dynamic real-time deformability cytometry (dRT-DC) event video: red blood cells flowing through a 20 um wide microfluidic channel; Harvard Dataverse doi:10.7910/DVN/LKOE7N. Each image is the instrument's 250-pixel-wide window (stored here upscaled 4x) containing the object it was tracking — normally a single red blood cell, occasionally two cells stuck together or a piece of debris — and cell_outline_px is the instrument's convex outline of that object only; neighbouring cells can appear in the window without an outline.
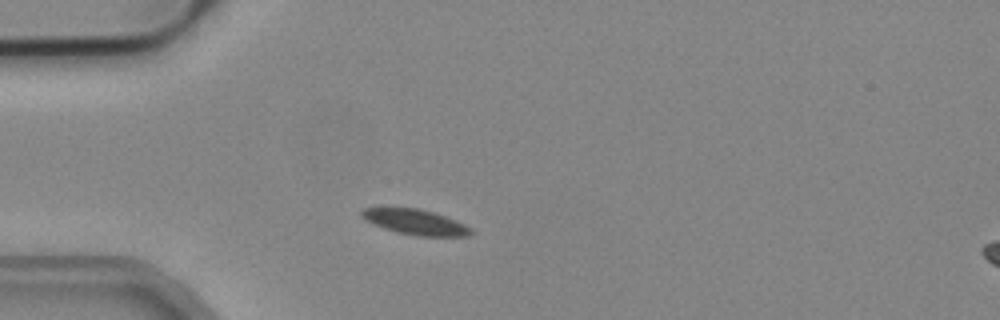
{"species": "common noctule bat (a hibernating species)", "species_latin": "Nyctalus noctula", "temperature_condition": "cold", "stored_images_in_passage": 40, "camera_frame_rate_fps": 3000, "um_per_image_px": 0.085, "animal": {"sex": "male", "body_mass_g": 19.2, "forearm_length_mm": 51.8}, "frame": {"image": 1, "passage_image": 8, "time_ms": 2.333, "image_size_px": [1000, 320], "cell_outline_px": [[476, 232], [468, 236], [416, 236], [396, 232], [372, 224], [364, 220], [360, 216], [360, 212], [364, 208], [416, 208], [432, 212], [456, 220], [472, 228]], "centroid_in_image_um": [35.31, 18.89], "position_along_channel_um": 49.7, "area_um2": 16.18}}
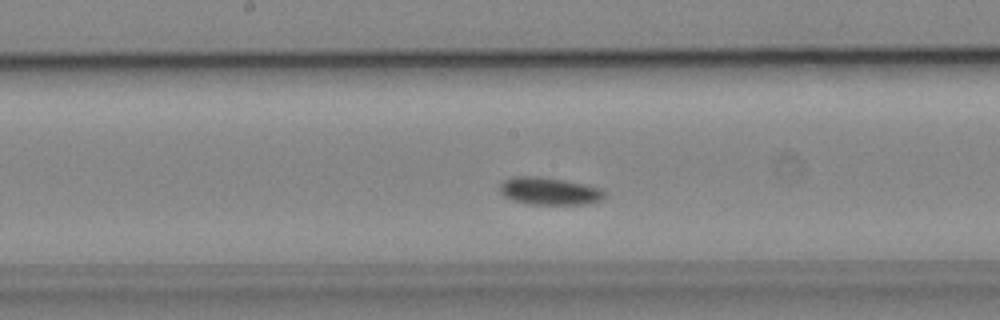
{"frame": {"image": 2, "passage_image": 21, "time_ms": 6.667, "image_size_px": [1000, 320], "cell_outline_px": [[604, 200], [588, 204], [528, 204], [512, 200], [504, 196], [500, 192], [500, 184], [504, 180], [512, 176], [536, 176], [564, 180], [584, 184], [600, 188], [604, 192]], "centroid_in_image_um": [46.68, 16.25], "position_along_channel_um": 201.5, "area_um2": 16.82}}
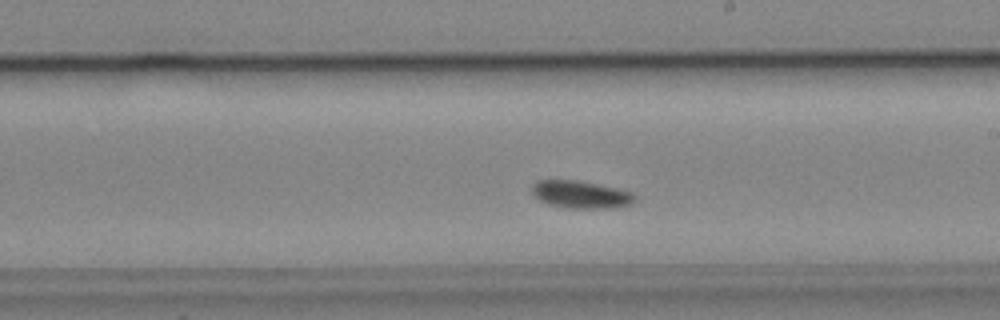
{"frame": {"image": 3, "passage_image": 24, "time_ms": 7.667, "image_size_px": [1000, 320], "cell_outline_px": [[636, 200], [628, 204], [612, 208], [568, 208], [548, 204], [540, 200], [532, 192], [532, 184], [536, 180], [576, 180], [616, 188], [632, 192], [636, 196]], "centroid_in_image_um": [49.35, 16.53], "position_along_channel_um": 239.6, "area_um2": 16.36}, "authors_computed_cell_mechanics": {"area_um2": 16.3863, "velocity_mm_per_s": 3.8356, "shape_relaxation_time_tau1_ms": 1.3998, "shape_relaxation_time_tau2_ms": null, "deformation_change_tau1": 0.0424, "deformation_change_tau2": null}}